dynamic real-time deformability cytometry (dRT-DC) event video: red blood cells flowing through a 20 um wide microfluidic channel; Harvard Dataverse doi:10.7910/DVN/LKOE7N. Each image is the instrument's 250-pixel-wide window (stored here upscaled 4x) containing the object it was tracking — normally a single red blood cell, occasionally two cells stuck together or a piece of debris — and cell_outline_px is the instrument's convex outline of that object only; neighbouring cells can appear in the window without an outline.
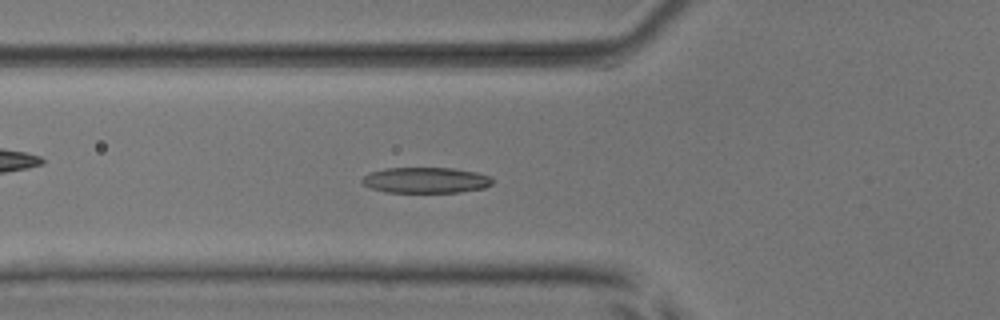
{"species": "common noctule bat (a hibernating species)", "species_latin": "Nyctalus noctula", "temperature_condition": "room temperature", "stored_images_in_passage": 46, "camera_frame_rate_fps": 3000, "um_per_image_px": 0.085, "animal": {"sex": "male", "body_mass_g": 17.9, "forearm_length_mm": 54.2}, "frame": {"image": 1, "passage_image": 12, "time_ms": 3.667, "image_size_px": [1000, 320], "cell_outline_px": [[496, 180], [492, 184], [484, 188], [460, 192], [388, 192], [372, 188], [364, 184], [360, 180], [364, 176], [372, 172], [384, 168], [452, 168], [476, 172], [488, 176]], "centroid_in_image_um": [36.23, 15.31], "position_along_channel_um": 89.6, "area_um2": 19.48}}
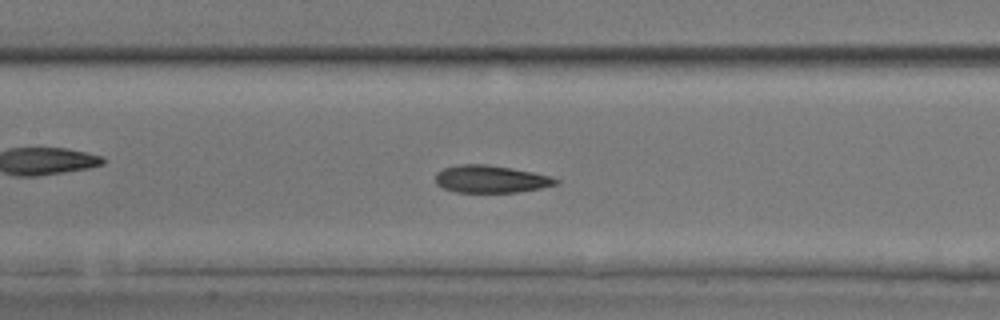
{"frame": {"image": 2, "passage_image": 18, "time_ms": 5.667, "image_size_px": [1000, 320], "cell_outline_px": [[560, 184], [540, 188], [516, 192], [456, 192], [444, 188], [436, 184], [436, 172], [444, 168], [456, 164], [488, 164], [512, 168], [552, 176], [560, 180]], "centroid_in_image_um": [41.74, 15.21], "position_along_channel_um": 165.7, "area_um2": 19.36}}
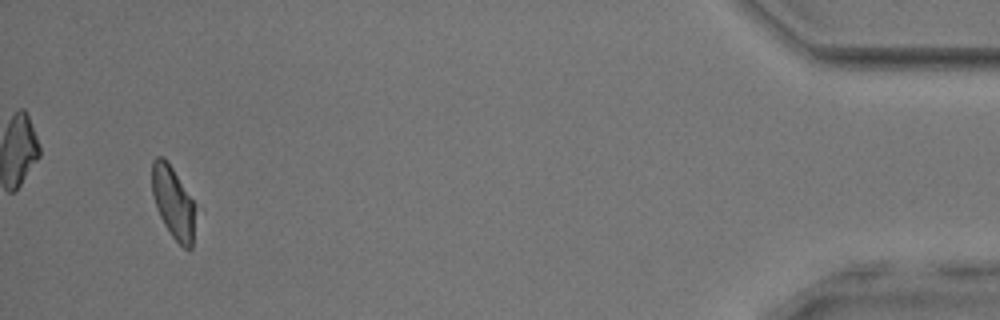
{"frame": {"image": 3, "passage_image": 44, "time_ms": 14.333, "image_size_px": [1000, 320], "cell_outline_px": [[204, 208], [192, 248], [184, 248], [172, 236], [164, 224], [156, 208], [152, 196], [152, 160], [156, 156], [164, 156], [168, 160]], "centroid_in_image_um": [14.91, 17.22], "position_along_channel_um": 420.3, "area_um2": 20.69}}